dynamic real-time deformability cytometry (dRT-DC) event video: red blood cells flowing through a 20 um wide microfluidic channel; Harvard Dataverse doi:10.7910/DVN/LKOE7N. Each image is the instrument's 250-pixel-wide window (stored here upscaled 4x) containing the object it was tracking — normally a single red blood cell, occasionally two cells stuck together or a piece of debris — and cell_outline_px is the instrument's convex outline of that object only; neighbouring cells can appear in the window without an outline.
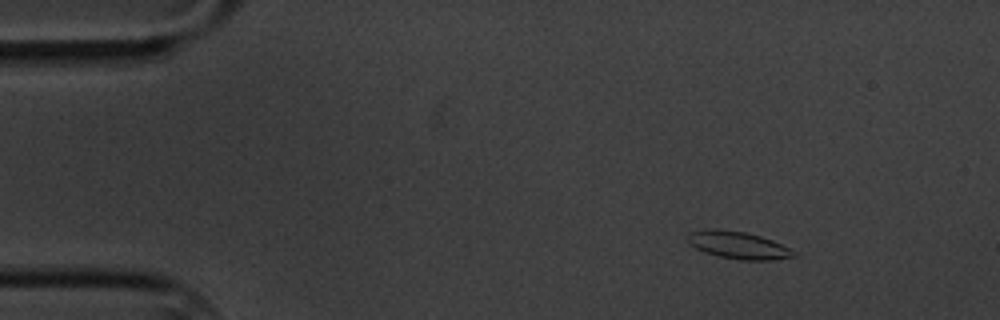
{"species": "common noctule bat (a hibernating species)", "species_latin": "Nyctalus noctula", "temperature_condition": "cold", "stored_images_in_passage": 7, "camera_frame_rate_fps": 3000, "um_per_image_px": 0.085, "animal": {"sex": "male", "body_mass_g": 20.1, "forearm_length_mm": 53.5}, "frame": {"image": 1, "passage_image": 1, "time_ms": 0.0, "image_size_px": [1000, 320], "cell_outline_px": [[800, 256], [772, 260], [740, 260], [720, 256], [704, 252], [688, 244], [688, 232], [708, 228], [720, 228], [744, 232], [760, 236], [772, 240], [796, 252]], "centroid_in_image_um": [62.73, 20.83], "position_along_channel_um": 22.3, "area_um2": 17.05}}
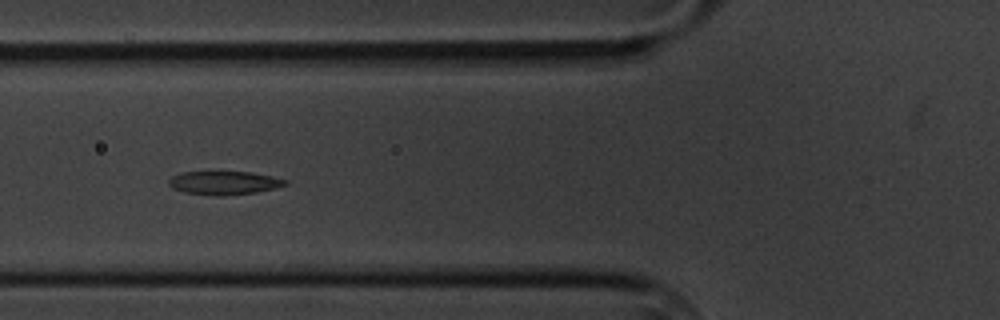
{"frame": {"image": 2, "passage_image": 5, "time_ms": 4.667, "image_size_px": [1000, 320], "cell_outline_px": [[288, 184], [276, 188], [256, 192], [224, 196], [216, 196], [184, 192], [172, 188], [168, 184], [168, 180], [172, 176], [180, 172], [252, 172], [272, 176], [288, 180]], "centroid_in_image_um": [19.05, 15.54], "position_along_channel_um": 106.7, "area_um2": 16.07}}
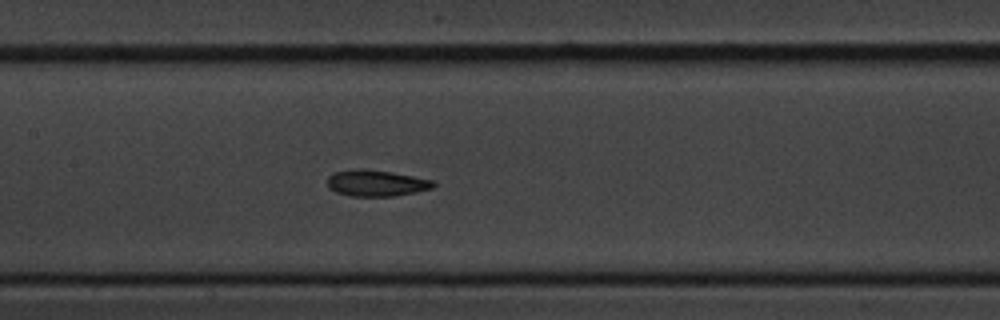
{"frame": {"image": 3, "passage_image": 7, "time_ms": 6.667, "image_size_px": [1000, 320], "cell_outline_px": [[436, 184], [432, 188], [416, 192], [396, 196], [352, 196], [336, 192], [328, 188], [328, 176], [336, 172], [352, 168], [364, 168], [392, 172], [436, 180]], "centroid_in_image_um": [32.01, 15.55], "position_along_channel_um": 175.4, "area_um2": 16.47}}